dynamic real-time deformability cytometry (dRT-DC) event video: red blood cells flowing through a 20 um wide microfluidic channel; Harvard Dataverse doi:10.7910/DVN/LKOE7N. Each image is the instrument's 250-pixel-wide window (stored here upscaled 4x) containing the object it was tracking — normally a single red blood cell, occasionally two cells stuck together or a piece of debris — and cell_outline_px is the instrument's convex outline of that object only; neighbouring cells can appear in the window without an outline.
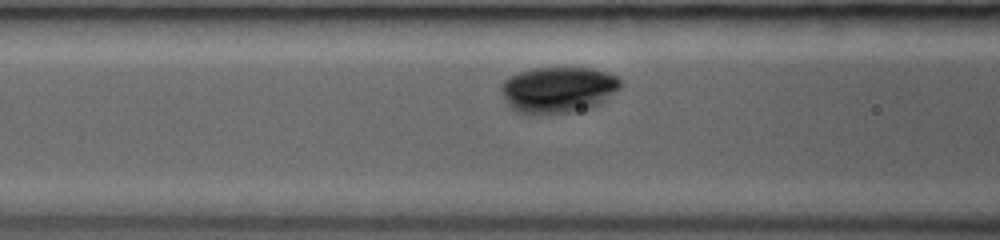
{"species": "common noctule bat (a hibernating species)", "species_latin": "Nyctalus noctula", "temperature_condition": "room temperature", "stored_images_in_passage": 18, "camera_frame_rate_fps": 3000, "um_per_image_px": 0.085, "animal": {"sex": "female", "body_mass_g": 19.0, "forearm_length_mm": 53.3}, "frame": {"image": 1, "passage_image": 6, "time_ms": 2.0, "image_size_px": [1000, 240], "cell_outline_px": [[624, 84], [620, 88], [600, 104], [592, 108], [576, 112], [512, 112], [500, 88], [500, 84], [508, 76], [532, 68], [592, 68], [608, 72], [616, 76]], "centroid_in_image_um": [47.47, 7.61], "position_along_channel_um": 119.1, "area_um2": 32.08}}